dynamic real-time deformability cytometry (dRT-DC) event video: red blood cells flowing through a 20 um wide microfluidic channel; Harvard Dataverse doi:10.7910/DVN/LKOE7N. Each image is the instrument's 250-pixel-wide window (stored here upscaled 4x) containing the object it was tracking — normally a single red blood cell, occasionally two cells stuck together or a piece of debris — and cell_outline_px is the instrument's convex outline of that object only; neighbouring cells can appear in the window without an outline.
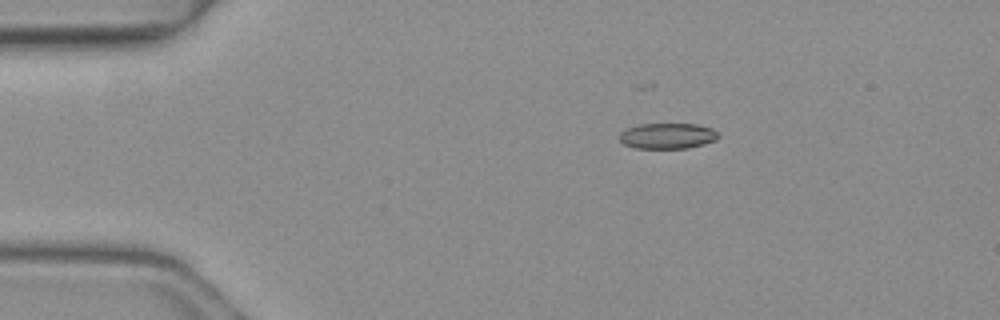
{"species": "common noctule bat (a hibernating species)", "species_latin": "Nyctalus noctula", "temperature_condition": "warm", "stored_images_in_passage": 4, "camera_frame_rate_fps": 3000, "um_per_image_px": 0.085, "animal": {"sex": "female", "body_mass_g": 19.3, "forearm_length_mm": 54.1}, "frame": {"image": 1, "passage_image": 1, "time_ms": 0.0, "image_size_px": [1000, 320], "cell_outline_px": [[720, 136], [716, 140], [704, 144], [688, 148], [636, 148], [624, 144], [620, 140], [620, 132], [628, 128], [640, 124], [696, 124], [712, 128]], "centroid_in_image_um": [56.76, 11.55], "position_along_channel_um": 28.2, "area_um2": 14.74}}
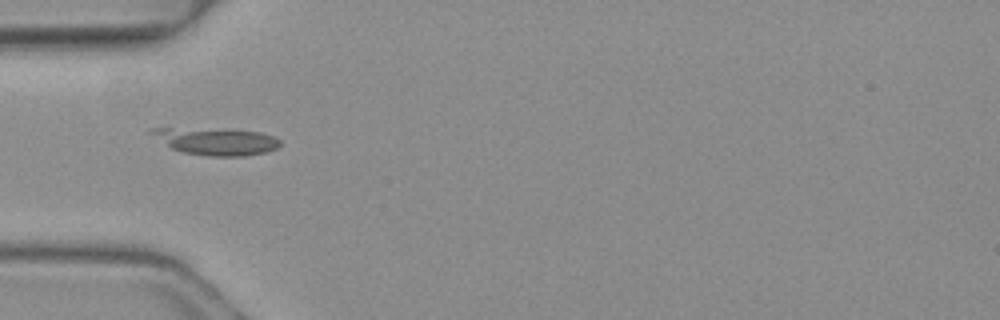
{"frame": {"image": 2, "passage_image": 3, "time_ms": 0.667, "image_size_px": [1000, 320], "cell_outline_px": [[280, 144], [276, 148], [264, 152], [244, 156], [208, 156], [184, 152], [172, 148], [148, 132], [148, 128], [168, 128], [260, 132], [272, 136], [280, 140]], "centroid_in_image_um": [18.35, 12.03], "position_along_channel_um": 66.6, "area_um2": 19.54}}
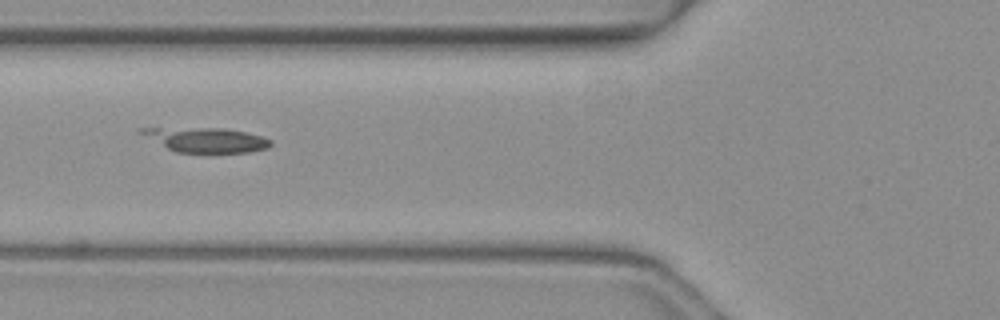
{"frame": {"image": 3, "passage_image": 4, "time_ms": 1.0, "image_size_px": [1000, 320], "cell_outline_px": [[272, 144], [268, 148], [248, 152], [208, 156], [176, 152], [136, 132], [136, 128], [224, 128], [244, 132], [260, 136], [272, 140]], "centroid_in_image_um": [17.51, 11.94], "position_along_channel_um": 108.3, "area_um2": 19.42}}